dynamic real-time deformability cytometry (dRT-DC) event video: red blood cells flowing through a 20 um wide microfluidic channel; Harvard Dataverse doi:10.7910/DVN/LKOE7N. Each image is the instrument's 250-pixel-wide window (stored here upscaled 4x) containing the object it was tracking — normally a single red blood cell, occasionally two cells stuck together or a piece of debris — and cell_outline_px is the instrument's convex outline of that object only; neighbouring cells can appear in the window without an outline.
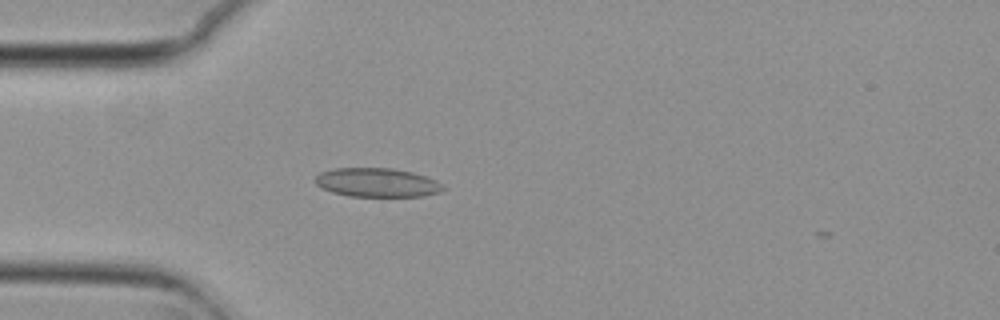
{"species": "common noctule bat (a hibernating species)", "species_latin": "Nyctalus noctula", "temperature_condition": "cold", "stored_images_in_passage": 36, "camera_frame_rate_fps": 3000, "um_per_image_px": 0.085, "animal": {"sex": "female", "body_mass_g": 29.2, "forearm_length_mm": 56.3}, "frame": {"image": 1, "passage_image": 1, "time_ms": 0.0, "image_size_px": [1000, 320], "cell_outline_px": [[448, 188], [440, 192], [424, 196], [348, 196], [332, 192], [320, 188], [312, 180], [320, 172], [332, 168], [392, 168], [412, 172], [436, 180], [444, 184]], "centroid_in_image_um": [32.04, 15.51], "position_along_channel_um": 53.0, "area_um2": 21.85}}
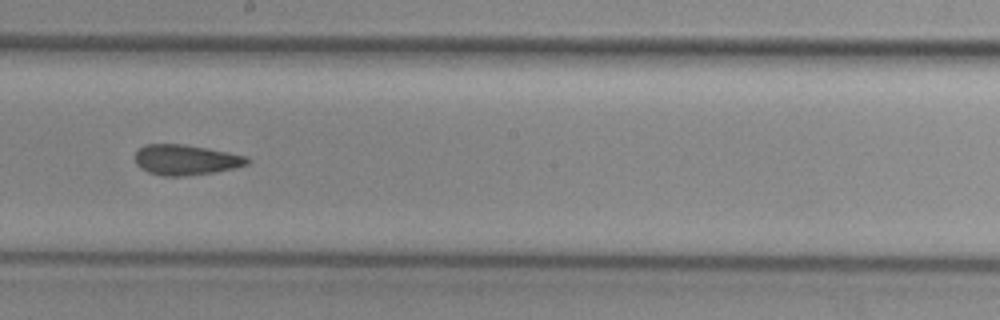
{"frame": {"image": 2, "passage_image": 16, "time_ms": 5.0, "image_size_px": [1000, 320], "cell_outline_px": [[252, 160], [248, 164], [236, 168], [188, 176], [164, 176], [148, 172], [140, 168], [136, 164], [136, 152], [144, 144], [180, 144], [228, 152], [248, 156]], "centroid_in_image_um": [15.82, 13.59], "position_along_channel_um": 232.4, "area_um2": 19.83}}
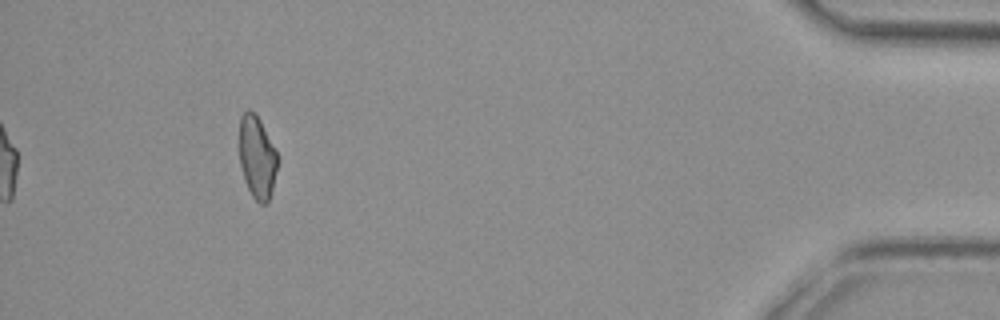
{"frame": {"image": 3, "passage_image": 36, "time_ms": 11.667, "image_size_px": [1000, 320], "cell_outline_px": [[280, 160], [268, 204], [260, 204], [252, 196], [244, 180], [240, 164], [240, 116], [248, 108], [256, 112], [280, 156]], "centroid_in_image_um": [21.89, 13.35], "position_along_channel_um": 413.3, "area_um2": 18.9}, "authors_computed_cell_mechanics": {"area_um2": 19.8254, "velocity_mm_per_s": 3.7475, "shape_relaxation_time_tau1_ms": null, "shape_relaxation_time_tau2_ms": 2.2643, "deformation_change_tau1": null, "deformation_change_tau2": 0.069}}